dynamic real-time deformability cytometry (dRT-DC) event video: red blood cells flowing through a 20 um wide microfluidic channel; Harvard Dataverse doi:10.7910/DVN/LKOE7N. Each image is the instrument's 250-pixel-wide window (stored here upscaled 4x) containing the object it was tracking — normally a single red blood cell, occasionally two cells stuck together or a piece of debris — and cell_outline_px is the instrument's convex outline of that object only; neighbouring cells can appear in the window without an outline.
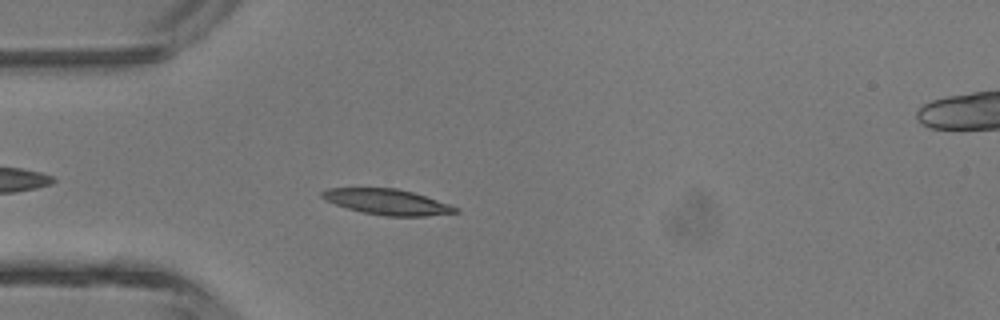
{"species": "common noctule bat (a hibernating species)", "species_latin": "Nyctalus noctula", "temperature_condition": "room temperature", "stored_images_in_passage": 3, "camera_frame_rate_fps": 3000, "um_per_image_px": 0.085, "animal": {"sex": "male", "body_mass_g": 13.3}, "frame": {"image": 1, "passage_image": 2, "time_ms": 1.0, "image_size_px": [1000, 320], "cell_outline_px": [[460, 212], [424, 216], [384, 216], [364, 212], [348, 208], [324, 200], [320, 196], [320, 192], [328, 188], [396, 188], [412, 192], [460, 208]], "centroid_in_image_um": [32.89, 17.16], "position_along_channel_um": 52.1, "area_um2": 19.71}}